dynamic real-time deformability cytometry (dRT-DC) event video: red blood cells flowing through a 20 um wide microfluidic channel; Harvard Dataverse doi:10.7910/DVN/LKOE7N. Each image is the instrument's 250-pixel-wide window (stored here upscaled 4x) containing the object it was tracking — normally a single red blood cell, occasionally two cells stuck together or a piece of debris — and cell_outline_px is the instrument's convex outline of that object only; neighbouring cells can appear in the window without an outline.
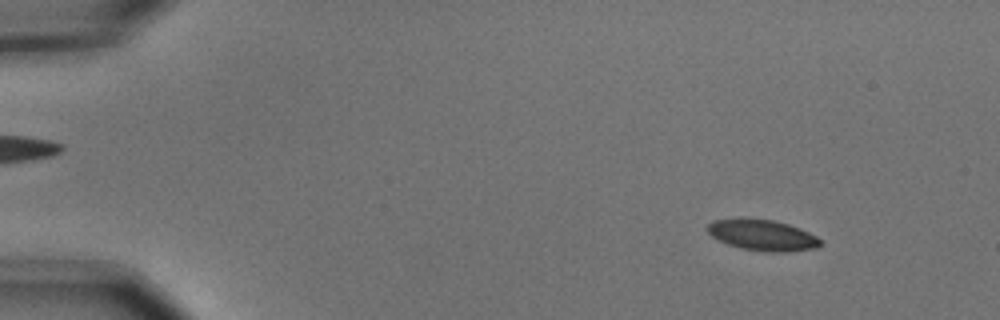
{"species": "common noctule bat (a hibernating species)", "species_latin": "Nyctalus noctula", "temperature_condition": "cold", "stored_images_in_passage": 4, "camera_frame_rate_fps": 3000, "um_per_image_px": 0.085, "animal": {"sex": "male", "body_mass_g": 15.6}, "frame": {"image": 1, "passage_image": 1, "time_ms": 0.0, "image_size_px": [1000, 320], "cell_outline_px": [[824, 244], [816, 248], [788, 252], [764, 252], [740, 248], [716, 240], [704, 228], [712, 220], [744, 216], [772, 220], [788, 224], [800, 228], [816, 236]], "centroid_in_image_um": [64.75, 19.96], "position_along_channel_um": 20.2, "area_um2": 21.04}}
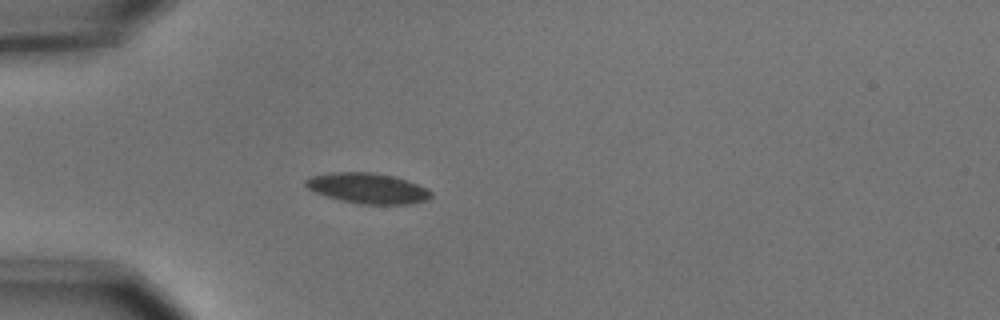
{"frame": {"image": 2, "passage_image": 4, "time_ms": 1.0, "image_size_px": [1000, 320], "cell_outline_px": [[432, 196], [428, 200], [408, 204], [360, 204], [340, 200], [316, 192], [308, 188], [304, 184], [304, 180], [308, 176], [332, 172], [372, 172], [392, 176], [408, 180], [428, 188], [432, 192]], "centroid_in_image_um": [31.27, 15.99], "position_along_channel_um": 53.7, "area_um2": 22.37}}